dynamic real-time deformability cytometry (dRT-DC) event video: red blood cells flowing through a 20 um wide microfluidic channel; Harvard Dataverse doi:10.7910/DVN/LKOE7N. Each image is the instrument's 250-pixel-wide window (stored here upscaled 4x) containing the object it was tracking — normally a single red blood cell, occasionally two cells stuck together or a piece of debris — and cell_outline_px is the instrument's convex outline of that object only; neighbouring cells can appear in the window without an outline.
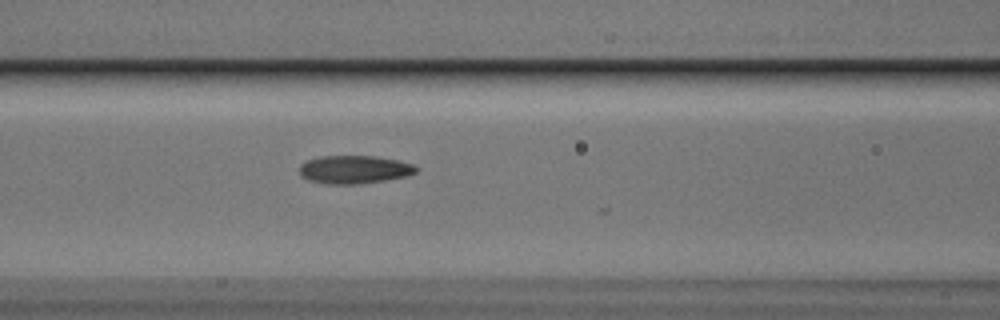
{"species": "Egyptian fruit bat (a non-hibernating species)", "species_latin": "Rousettus aegyptiacus", "temperature_condition": "cold", "stored_images_in_passage": 12, "camera_frame_rate_fps": 3000, "um_per_image_px": 0.085, "animal": {"sex": "male"}, "frame": {"image": 1, "passage_image": 8, "time_ms": 2.333, "image_size_px": [1000, 320], "cell_outline_px": [[420, 168], [416, 172], [408, 176], [384, 180], [356, 184], [328, 184], [308, 180], [300, 176], [300, 164], [308, 160], [320, 156], [376, 156], [396, 160], [412, 164]], "centroid_in_image_um": [30.11, 14.41], "position_along_channel_um": 136.5, "area_um2": 19.13}}
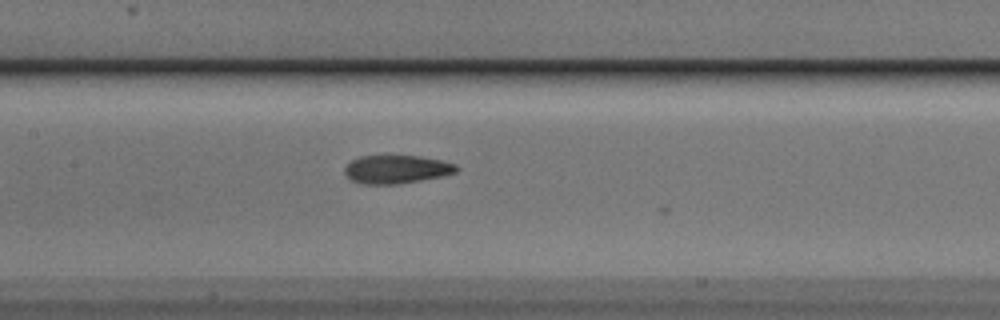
{"frame": {"image": 2, "passage_image": 11, "time_ms": 3.333, "image_size_px": [1000, 320], "cell_outline_px": [[460, 168], [456, 172], [440, 176], [420, 180], [396, 184], [364, 184], [352, 180], [344, 172], [344, 168], [352, 160], [360, 156], [420, 156], [440, 160], [456, 164]], "centroid_in_image_um": [33.71, 14.39], "position_along_channel_um": 173.7, "area_um2": 18.21}}